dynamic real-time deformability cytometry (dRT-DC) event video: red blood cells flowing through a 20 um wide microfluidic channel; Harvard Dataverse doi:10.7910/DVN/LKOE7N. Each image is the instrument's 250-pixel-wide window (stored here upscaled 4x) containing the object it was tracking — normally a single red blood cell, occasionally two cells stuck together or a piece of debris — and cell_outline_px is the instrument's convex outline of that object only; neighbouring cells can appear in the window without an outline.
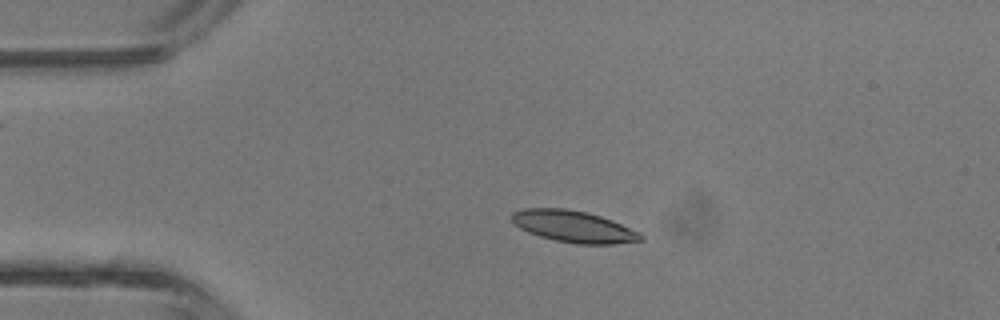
{"species": "common noctule bat (a hibernating species)", "species_latin": "Nyctalus noctula", "temperature_condition": "room temperature", "stored_images_in_passage": 3, "camera_frame_rate_fps": 3000, "um_per_image_px": 0.085, "animal": {"sex": "male", "body_mass_g": 13.3}, "frame": {"image": 1, "passage_image": 2, "time_ms": 1.333, "image_size_px": [1000, 320], "cell_outline_px": [[644, 240], [616, 244], [576, 244], [556, 240], [540, 236], [528, 232], [520, 228], [512, 220], [512, 212], [524, 208], [564, 208], [584, 212], [600, 216], [612, 220], [640, 232], [644, 236]], "centroid_in_image_um": [48.79, 19.26], "position_along_channel_um": 36.2, "area_um2": 23.7}}